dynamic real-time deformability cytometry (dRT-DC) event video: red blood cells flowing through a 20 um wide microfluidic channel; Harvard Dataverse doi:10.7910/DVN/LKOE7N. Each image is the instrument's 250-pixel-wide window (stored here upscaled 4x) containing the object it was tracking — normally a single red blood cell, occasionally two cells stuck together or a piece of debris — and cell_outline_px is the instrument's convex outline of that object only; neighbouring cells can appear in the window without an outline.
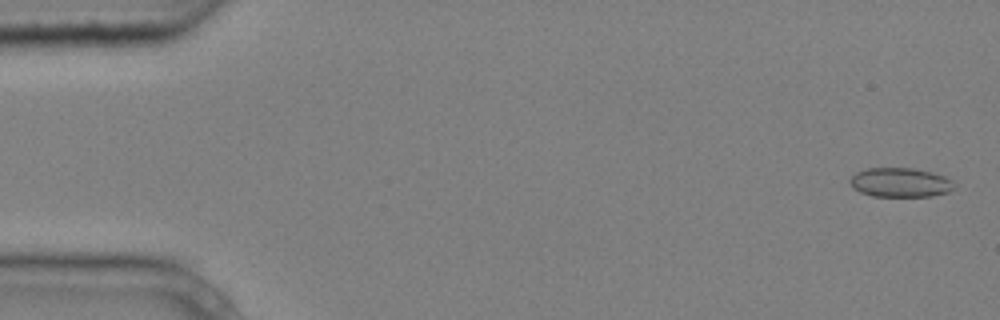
{"species": "common noctule bat (a hibernating species)", "species_latin": "Nyctalus noctula", "temperature_condition": "cold", "stored_images_in_passage": 4, "camera_frame_rate_fps": 3000, "um_per_image_px": 0.085, "animal": {"sex": "male", "body_mass_g": 20.4}, "frame": {"image": 1, "passage_image": 1, "time_ms": 0.0, "image_size_px": [1000, 320], "cell_outline_px": [[952, 188], [948, 192], [932, 196], [872, 196], [860, 192], [852, 188], [848, 180], [856, 172], [868, 168], [912, 168], [932, 172], [944, 176], [952, 180]], "centroid_in_image_um": [76.47, 15.51], "position_along_channel_um": 8.5, "area_um2": 17.74}}
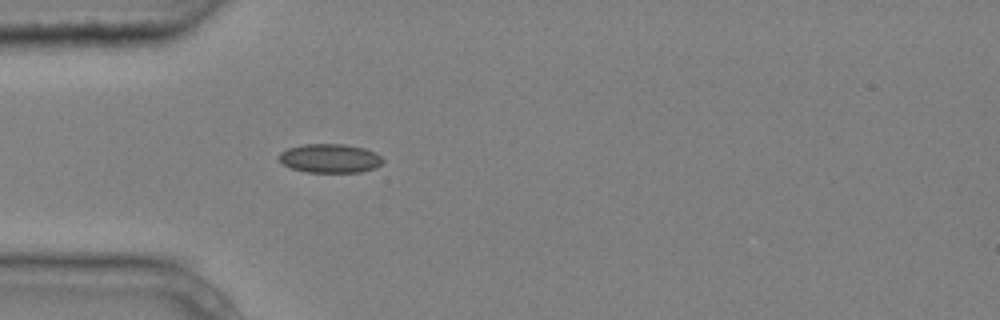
{"frame": {"image": 2, "passage_image": 4, "time_ms": 1.0, "image_size_px": [1000, 320], "cell_outline_px": [[384, 160], [376, 168], [360, 172], [308, 172], [288, 168], [276, 156], [280, 152], [288, 148], [304, 144], [344, 144], [364, 148], [376, 152]], "centroid_in_image_um": [28.03, 13.46], "position_along_channel_um": 57.0, "area_um2": 17.63}}